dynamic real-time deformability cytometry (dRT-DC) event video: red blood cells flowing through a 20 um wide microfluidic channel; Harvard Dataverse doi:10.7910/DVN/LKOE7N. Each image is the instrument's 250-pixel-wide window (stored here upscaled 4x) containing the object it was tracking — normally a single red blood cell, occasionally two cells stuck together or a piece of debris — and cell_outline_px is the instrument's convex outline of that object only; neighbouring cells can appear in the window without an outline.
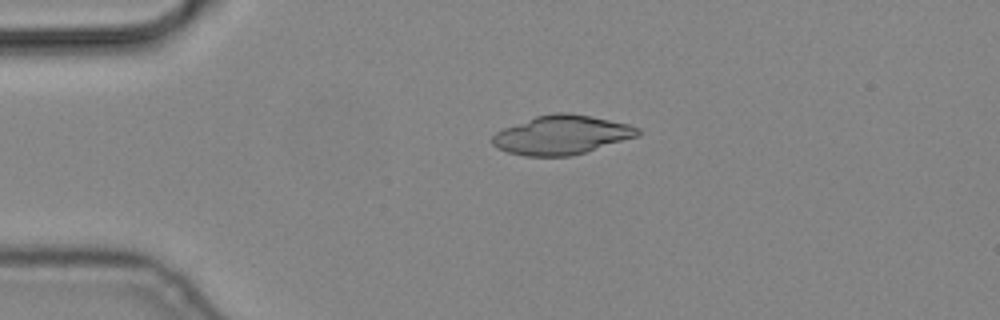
{"species": "common noctule bat (a hibernating species)", "species_latin": "Nyctalus noctula", "temperature_condition": "cold", "stored_images_in_passage": 5, "camera_frame_rate_fps": 3000, "um_per_image_px": 0.085, "animal": {"sex": "male", "body_mass_g": 19.2, "forearm_length_mm": 51.8}, "frame": {"image": 1, "passage_image": 4, "time_ms": 1.0, "image_size_px": [1000, 320], "cell_outline_px": [[640, 136], [572, 156], [524, 156], [508, 152], [496, 148], [492, 144], [492, 136], [496, 132], [504, 128], [536, 116], [552, 112], [568, 112], [592, 116], [628, 124], [640, 128]], "centroid_in_image_um": [47.76, 11.47], "position_along_channel_um": 37.2, "area_um2": 33.23}}